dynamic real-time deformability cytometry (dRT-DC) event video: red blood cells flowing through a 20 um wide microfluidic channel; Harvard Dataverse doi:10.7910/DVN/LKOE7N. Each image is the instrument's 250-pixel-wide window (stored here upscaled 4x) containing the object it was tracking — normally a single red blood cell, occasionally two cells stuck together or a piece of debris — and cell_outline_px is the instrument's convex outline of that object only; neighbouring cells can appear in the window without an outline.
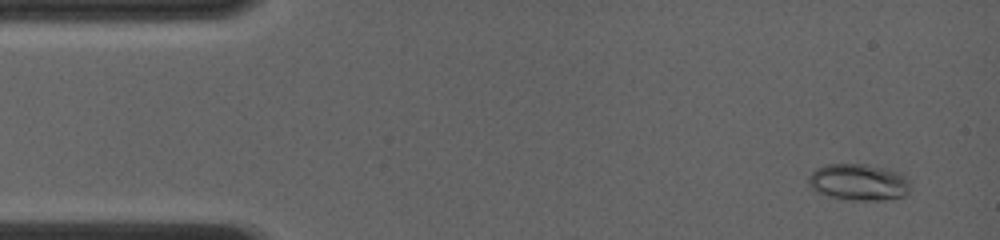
{"species": "common noctule bat (a hibernating species)", "species_latin": "Nyctalus noctula", "temperature_condition": "room temperature", "stored_images_in_passage": 42, "camera_frame_rate_fps": 4000, "um_per_image_px": 0.085, "animal": {"sex": "female", "body_mass_g": 19.0, "forearm_length_mm": 56.7}, "frame": {"image": 1, "passage_image": 4, "time_ms": 0.75, "image_size_px": [1000, 240], "cell_outline_px": [[908, 192], [904, 196], [884, 200], [848, 200], [828, 196], [816, 192], [808, 184], [808, 176], [816, 168], [824, 164], [864, 164], [888, 168], [900, 172], [908, 180]], "centroid_in_image_um": [72.95, 15.48], "position_along_channel_um": 12.0, "area_um2": 21.91}}
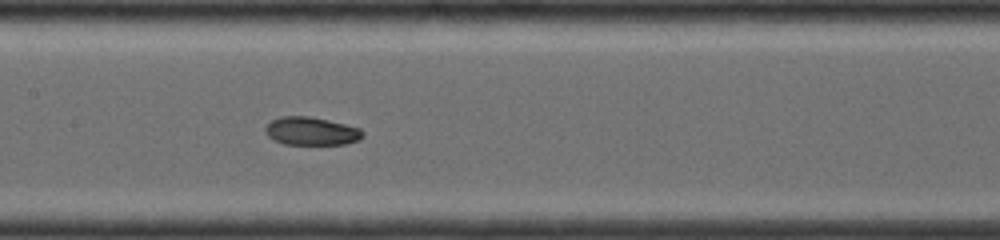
{"frame": {"image": 2, "passage_image": 25, "time_ms": 6.0, "image_size_px": [1000, 240], "cell_outline_px": [[364, 136], [360, 140], [344, 144], [284, 144], [272, 140], [264, 132], [264, 128], [272, 120], [280, 116], [308, 116], [328, 120], [360, 128], [364, 132]], "centroid_in_image_um": [26.45, 11.15], "position_along_channel_um": 181.0, "area_um2": 16.07}}
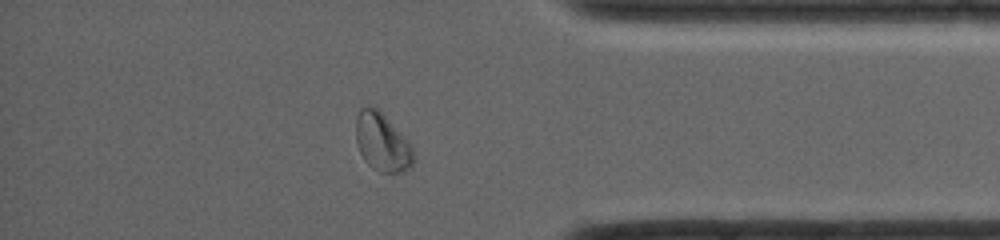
{"frame": {"image": 3, "passage_image": 38, "time_ms": 9.25, "image_size_px": [1000, 240], "cell_outline_px": [[416, 160], [404, 172], [380, 172], [372, 168], [364, 160], [360, 152], [356, 140], [356, 116], [360, 108], [376, 108], [408, 140], [416, 156]], "centroid_in_image_um": [32.5, 12.14], "position_along_channel_um": 402.7, "area_um2": 19.31}, "authors_computed_cell_mechanics": {"area_um2": 17.1666, "velocity_mm_per_s": 4.229, "shape_relaxation_time_tau1_ms": null, "shape_relaxation_time_tau2_ms": 2.1882, "deformation_change_tau1": null, "deformation_change_tau2": 0.0565}}